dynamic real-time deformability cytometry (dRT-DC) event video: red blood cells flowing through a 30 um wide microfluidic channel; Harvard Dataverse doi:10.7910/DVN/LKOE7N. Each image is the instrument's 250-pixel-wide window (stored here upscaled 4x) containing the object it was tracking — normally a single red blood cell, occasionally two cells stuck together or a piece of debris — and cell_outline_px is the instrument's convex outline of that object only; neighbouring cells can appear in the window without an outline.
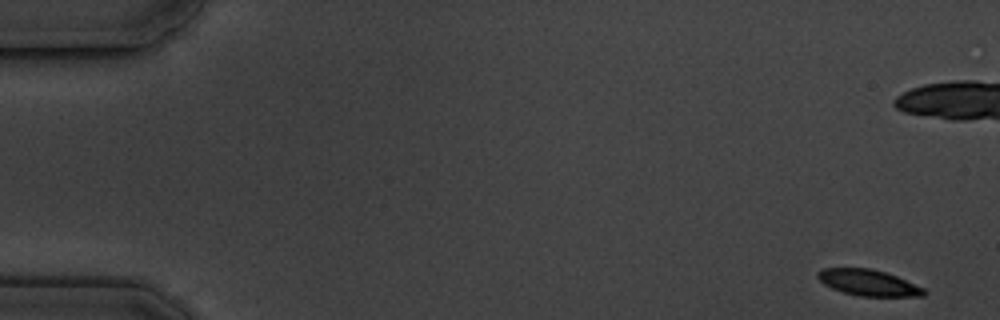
{"species": "common noctule bat (a hibernating species)", "species_latin": "Nyctalus noctula", "temperature_condition": "cold", "stored_images_in_passage": 12, "camera_frame_rate_fps": 3000, "um_per_image_px": 0.085, "animal": {"sex": "male", "body_mass_g": 19.5, "forearm_length_mm": 54.6}, "frame": {"image": 1, "passage_image": 1, "time_ms": 0.0, "image_size_px": [1000, 320], "cell_outline_px": [[928, 292], [924, 296], [860, 296], [844, 292], [832, 288], [824, 284], [816, 276], [816, 272], [824, 268], [872, 268], [896, 276], [924, 288]], "centroid_in_image_um": [73.81, 24.02], "position_along_channel_um": 11.2, "area_um2": 16.07}}